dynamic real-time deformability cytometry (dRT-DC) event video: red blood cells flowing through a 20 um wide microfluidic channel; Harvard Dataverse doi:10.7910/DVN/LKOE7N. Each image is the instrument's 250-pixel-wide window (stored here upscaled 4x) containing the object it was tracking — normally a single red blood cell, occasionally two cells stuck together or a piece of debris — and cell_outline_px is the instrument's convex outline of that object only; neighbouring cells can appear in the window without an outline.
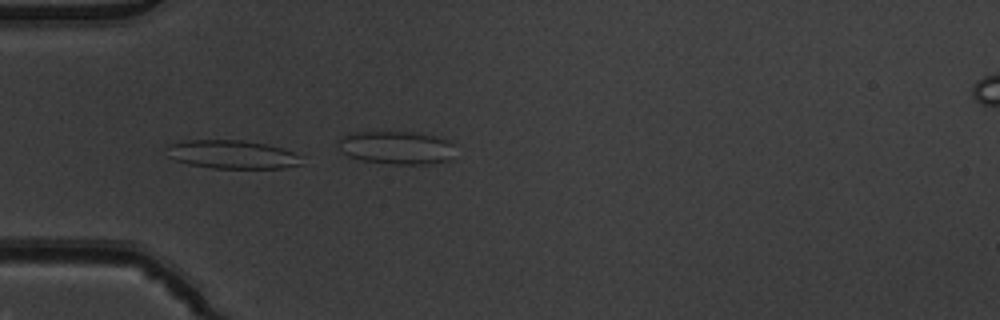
{"species": "common noctule bat (a hibernating species)", "species_latin": "Nyctalus noctula", "temperature_condition": "warm", "stored_images_in_passage": 42, "camera_frame_rate_fps": 3000, "um_per_image_px": 0.085, "animal": {"sex": "male", "body_mass_g": 19.5, "forearm_length_mm": 54.6}, "frame": {"image": 1, "passage_image": 6, "time_ms": 1.667, "image_size_px": [1000, 320], "cell_outline_px": [[304, 164], [284, 168], [212, 168], [188, 164], [172, 160], [168, 156], [164, 148], [168, 144], [184, 140], [244, 140], [268, 144], [284, 148], [296, 152], [304, 156]], "centroid_in_image_um": [19.77, 13.12], "position_along_channel_um": 65.2, "area_um2": 23.12}}
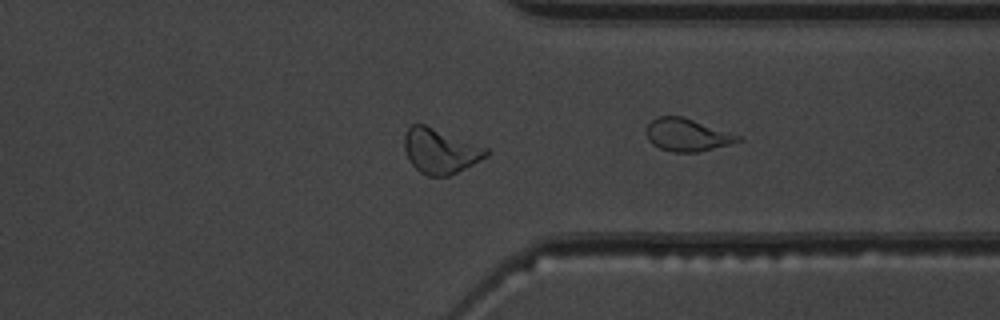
{"frame": {"image": 2, "passage_image": 30, "time_ms": 9.667, "image_size_px": [1000, 320], "cell_outline_px": [[488, 156], [448, 176], [428, 176], [420, 172], [408, 160], [404, 148], [404, 136], [408, 128], [412, 124], [424, 124], [488, 148]], "centroid_in_image_um": [37.39, 12.83], "position_along_channel_um": 374.0, "area_um2": 21.21}}
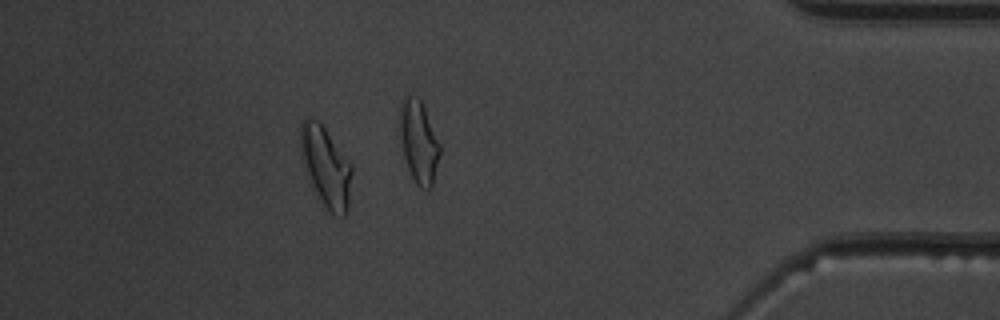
{"frame": {"image": 3, "passage_image": 36, "time_ms": 11.667, "image_size_px": [1000, 320], "cell_outline_px": [[352, 172], [348, 208], [344, 216], [324, 212], [312, 184], [300, 148], [300, 124], [304, 116], [312, 116], [324, 128], [352, 164]], "centroid_in_image_um": [27.71, 14.18], "position_along_channel_um": 407.5, "area_um2": 23.81}, "authors_computed_cell_mechanics": {"area_um2": 20.6346, "velocity_mm_per_s": 3.9041, "shape_relaxation_time_tau1_ms": 6.5156, "shape_relaxation_time_tau2_ms": 1.4669, "deformation_change_tau1": 0.2023, "deformation_change_tau2": 0.0998}}